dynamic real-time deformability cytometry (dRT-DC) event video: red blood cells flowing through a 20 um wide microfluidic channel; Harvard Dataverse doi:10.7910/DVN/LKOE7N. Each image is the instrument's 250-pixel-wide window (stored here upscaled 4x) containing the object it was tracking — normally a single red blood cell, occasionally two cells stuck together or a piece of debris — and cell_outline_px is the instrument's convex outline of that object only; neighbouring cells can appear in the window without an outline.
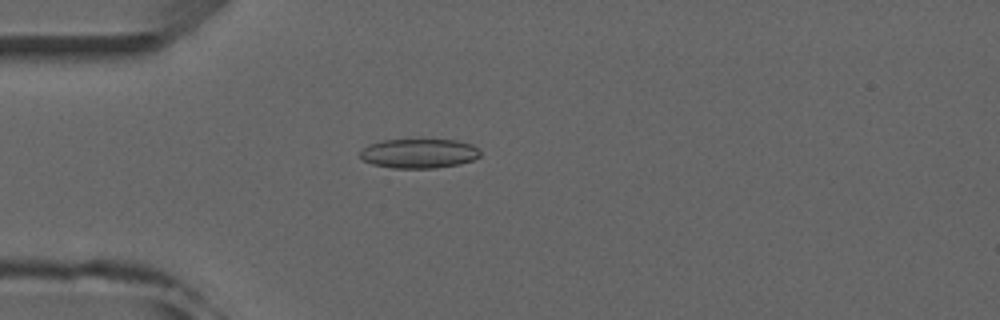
{"species": "common noctule bat (a hibernating species)", "species_latin": "Nyctalus noctula", "temperature_condition": "room temperature", "stored_images_in_passage": 4, "camera_frame_rate_fps": 3000, "um_per_image_px": 0.085, "animal": {"sex": "male", "forearm_length_mm": 52.5}, "frame": {"image": 1, "passage_image": 4, "time_ms": 4.333, "image_size_px": [1000, 320], "cell_outline_px": [[480, 156], [472, 160], [460, 164], [436, 168], [392, 168], [372, 164], [364, 160], [360, 156], [360, 152], [368, 144], [380, 140], [420, 136], [456, 140], [472, 144], [480, 152]], "centroid_in_image_um": [35.6, 12.98], "position_along_channel_um": 49.4, "area_um2": 21.68}}